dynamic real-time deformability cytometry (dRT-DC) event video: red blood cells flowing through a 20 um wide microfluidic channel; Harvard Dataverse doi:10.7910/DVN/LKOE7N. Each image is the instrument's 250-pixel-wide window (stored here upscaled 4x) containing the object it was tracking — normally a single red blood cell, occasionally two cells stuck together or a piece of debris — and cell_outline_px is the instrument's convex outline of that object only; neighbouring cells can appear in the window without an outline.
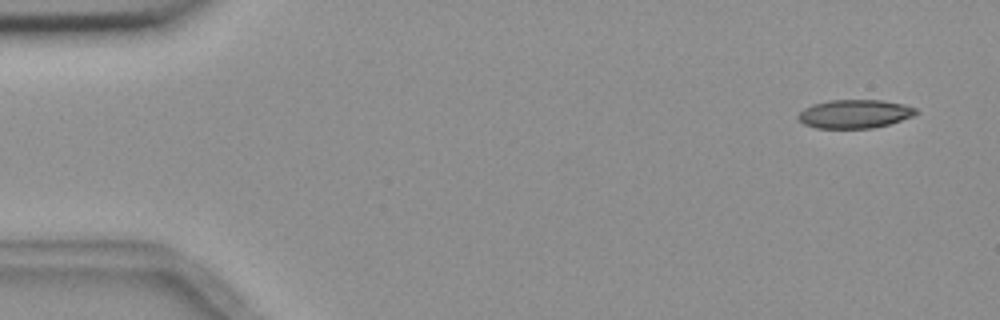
{"species": "common noctule bat (a hibernating species)", "species_latin": "Nyctalus noctula", "temperature_condition": "room temperature", "stored_images_in_passage": 5, "camera_frame_rate_fps": 3000, "um_per_image_px": 0.085, "animal": {"sex": "female", "body_mass_g": 18.4}, "frame": {"image": 1, "passage_image": 1, "time_ms": 0.0, "image_size_px": [1000, 320], "cell_outline_px": [[920, 112], [912, 116], [888, 124], [872, 128], [816, 128], [804, 124], [796, 116], [804, 108], [812, 104], [828, 100], [880, 100], [904, 104], [916, 108]], "centroid_in_image_um": [72.63, 9.67], "position_along_channel_um": 12.4, "area_um2": 19.59}}
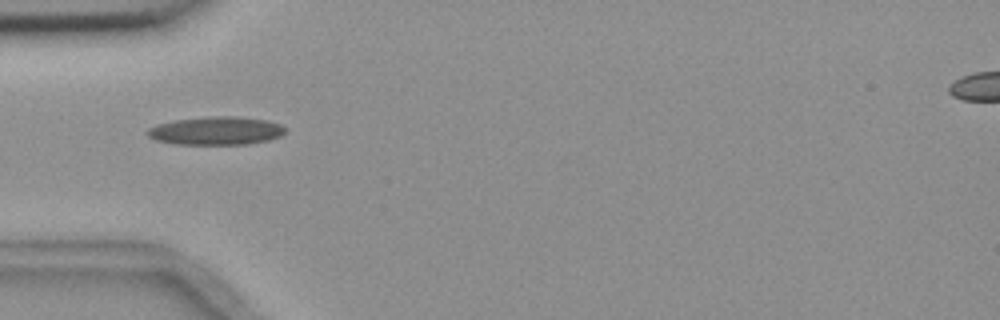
{"frame": {"image": 2, "passage_image": 5, "time_ms": 4.667, "image_size_px": [1000, 320], "cell_outline_px": [[284, 132], [280, 136], [268, 140], [248, 144], [172, 144], [156, 140], [148, 136], [144, 132], [148, 128], [156, 124], [172, 120], [208, 116], [236, 116], [264, 120], [280, 124], [284, 128]], "centroid_in_image_um": [18.29, 11.11], "position_along_channel_um": 66.7, "area_um2": 22.77}}